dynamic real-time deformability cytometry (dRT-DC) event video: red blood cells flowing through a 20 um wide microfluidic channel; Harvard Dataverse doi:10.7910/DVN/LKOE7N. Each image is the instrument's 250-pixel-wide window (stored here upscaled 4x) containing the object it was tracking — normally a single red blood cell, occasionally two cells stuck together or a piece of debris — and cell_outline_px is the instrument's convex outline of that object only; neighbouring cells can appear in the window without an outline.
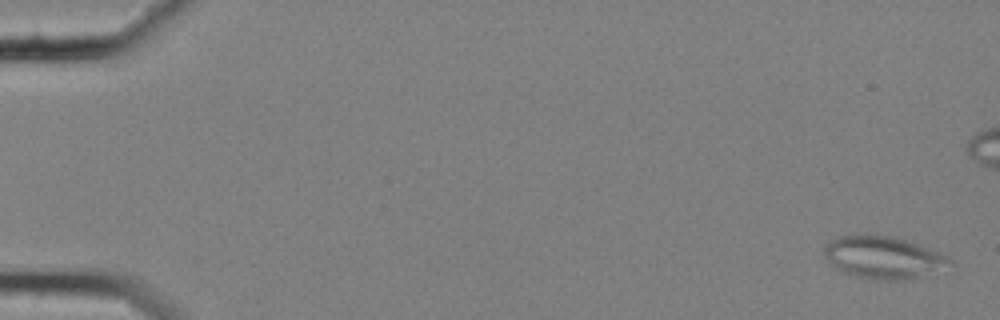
{"species": "common noctule bat (a hibernating species)", "species_latin": "Nyctalus noctula", "temperature_condition": "cold", "stored_images_in_passage": 59, "camera_frame_rate_fps": 3000, "um_per_image_px": 0.085, "animal": {"sex": "female", "body_mass_g": 25.1}, "frame": {"image": 1, "passage_image": 2, "time_ms": 0.333, "image_size_px": [1000, 320], "cell_outline_px": [[956, 264], [916, 276], [900, 280], [872, 280], [840, 272], [824, 256], [824, 244], [828, 240], [840, 236], [892, 236], [940, 252], [948, 256]], "centroid_in_image_um": [75.04, 21.89], "position_along_channel_um": 10.0, "area_um2": 30.52}}
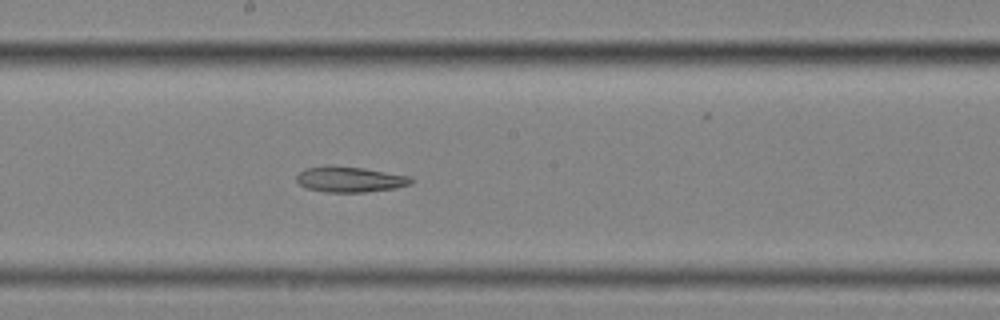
{"frame": {"image": 2, "passage_image": 33, "time_ms": 10.667, "image_size_px": [1000, 320], "cell_outline_px": [[416, 180], [412, 184], [396, 188], [364, 192], [328, 192], [308, 188], [300, 184], [296, 180], [296, 176], [304, 168], [328, 164], [332, 164], [364, 168], [412, 176]], "centroid_in_image_um": [29.78, 15.22], "position_along_channel_um": 218.4, "area_um2": 17.46}}
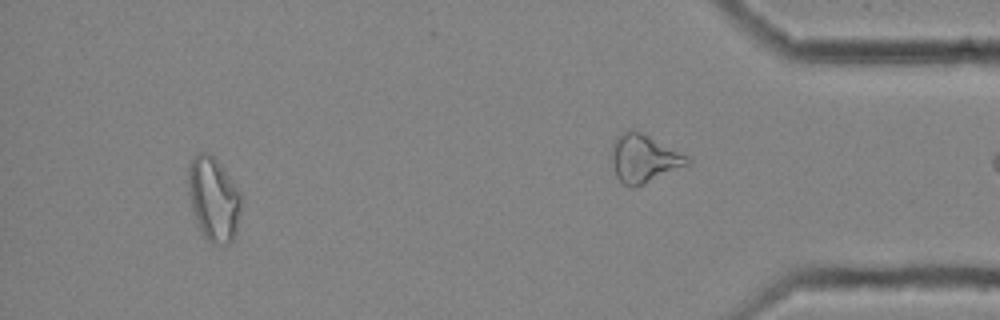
{"frame": {"image": 3, "passage_image": 55, "time_ms": 18.0, "image_size_px": [1000, 320], "cell_outline_px": [[244, 200], [236, 232], [232, 240], [228, 244], [212, 244], [204, 236], [192, 212], [188, 192], [188, 168], [192, 160], [200, 152], [208, 152], [220, 164], [240, 192]], "centroid_in_image_um": [18.18, 16.94], "position_along_channel_um": 417.0, "area_um2": 26.01}}